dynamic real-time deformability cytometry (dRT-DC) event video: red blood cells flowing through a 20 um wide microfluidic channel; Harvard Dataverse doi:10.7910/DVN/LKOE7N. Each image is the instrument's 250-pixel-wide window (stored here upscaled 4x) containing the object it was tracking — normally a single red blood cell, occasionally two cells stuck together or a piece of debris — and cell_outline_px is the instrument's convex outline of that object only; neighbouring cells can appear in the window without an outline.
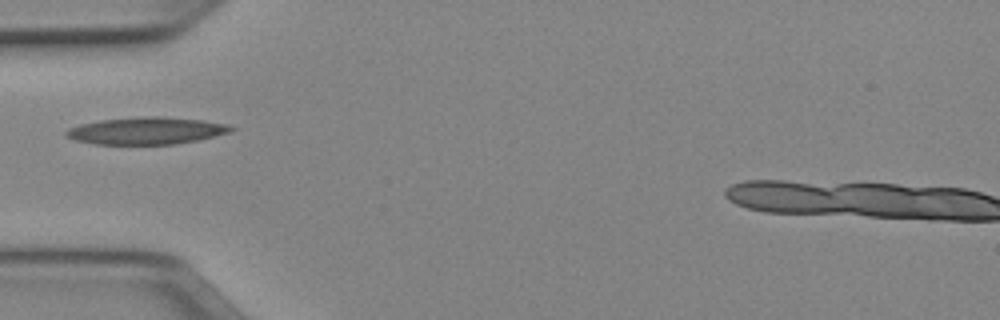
{"species": "Egyptian fruit bat (a non-hibernating species)", "species_latin": "Rousettus aegyptiacus", "temperature_condition": "cold", "stored_images_in_passage": 27, "camera_frame_rate_fps": 3000, "um_per_image_px": 0.085, "animal": {"sex": "female"}, "frame": {"image": 1, "passage_image": 1, "time_ms": 0.0, "image_size_px": [1000, 320], "cell_outline_px": [[236, 128], [232, 132], [196, 140], [176, 144], [96, 144], [76, 140], [64, 136], [64, 132], [68, 128], [80, 124], [100, 120], [144, 116], [160, 116], [204, 120], [228, 124]], "centroid_in_image_um": [12.46, 11.1], "position_along_channel_um": 72.5, "area_um2": 26.18}}
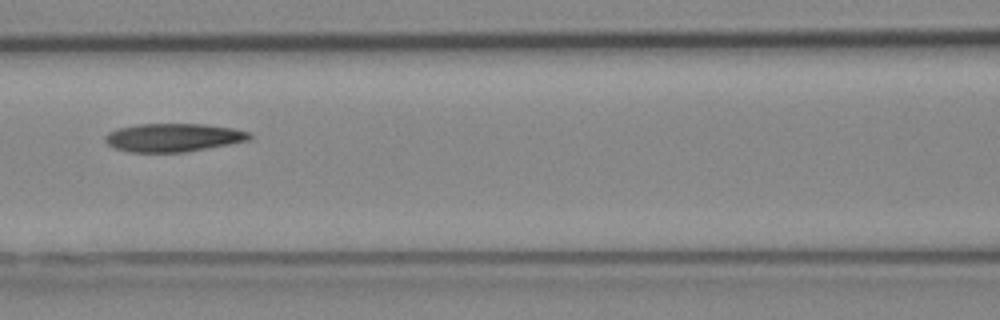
{"frame": {"image": 2, "passage_image": 7, "time_ms": 2.0, "image_size_px": [1000, 320], "cell_outline_px": [[252, 136], [248, 140], [228, 144], [184, 152], [128, 152], [112, 148], [104, 140], [104, 136], [108, 132], [120, 128], [140, 124], [204, 124], [232, 128], [248, 132]], "centroid_in_image_um": [14.67, 11.69], "position_along_channel_um": 151.9, "area_um2": 23.64}}
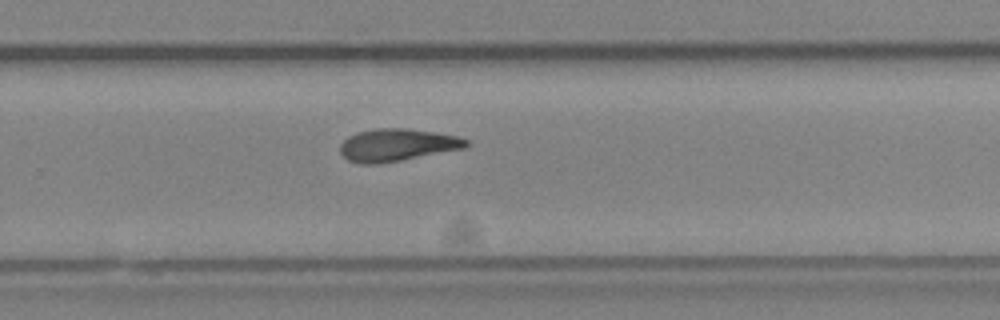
{"frame": {"image": 3, "passage_image": 18, "time_ms": 5.667, "image_size_px": [1000, 320], "cell_outline_px": [[468, 148], [400, 160], [376, 164], [360, 164], [348, 160], [340, 152], [340, 144], [348, 136], [356, 132], [376, 128], [408, 128], [456, 136], [468, 140]], "centroid_in_image_um": [33.74, 12.32], "position_along_channel_um": 296.1, "area_um2": 23.81}}